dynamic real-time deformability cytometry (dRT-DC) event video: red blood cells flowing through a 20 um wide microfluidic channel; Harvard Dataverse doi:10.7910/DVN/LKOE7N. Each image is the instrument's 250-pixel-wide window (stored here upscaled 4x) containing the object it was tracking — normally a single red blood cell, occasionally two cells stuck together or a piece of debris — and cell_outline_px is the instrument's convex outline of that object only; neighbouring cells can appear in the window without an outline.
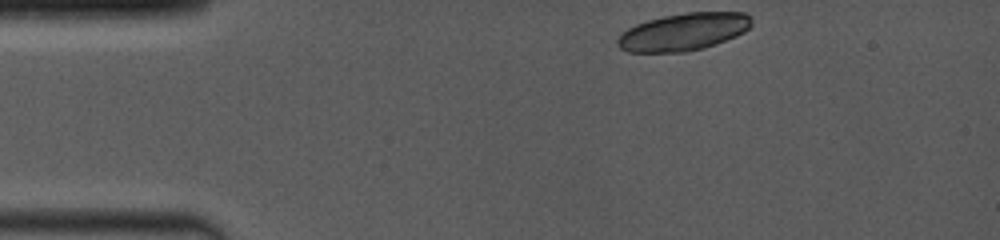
{"species": "common noctule bat (a hibernating species)", "species_latin": "Nyctalus noctula", "temperature_condition": "room temperature", "stored_images_in_passage": 5, "camera_frame_rate_fps": 4000, "um_per_image_px": 0.085, "animal": {"sex": "female", "body_mass_g": 19.0, "forearm_length_mm": 53.3}, "frame": {"image": 1, "passage_image": 1, "time_ms": 0.0, "image_size_px": [1000, 240], "cell_outline_px": [[752, 24], [744, 32], [736, 36], [704, 48], [684, 52], [628, 52], [620, 48], [616, 40], [620, 32], [636, 24], [648, 20], [664, 16], [688, 12], [744, 12], [752, 16]], "centroid_in_image_um": [58.1, 2.7], "position_along_channel_um": 26.9, "area_um2": 29.36}}